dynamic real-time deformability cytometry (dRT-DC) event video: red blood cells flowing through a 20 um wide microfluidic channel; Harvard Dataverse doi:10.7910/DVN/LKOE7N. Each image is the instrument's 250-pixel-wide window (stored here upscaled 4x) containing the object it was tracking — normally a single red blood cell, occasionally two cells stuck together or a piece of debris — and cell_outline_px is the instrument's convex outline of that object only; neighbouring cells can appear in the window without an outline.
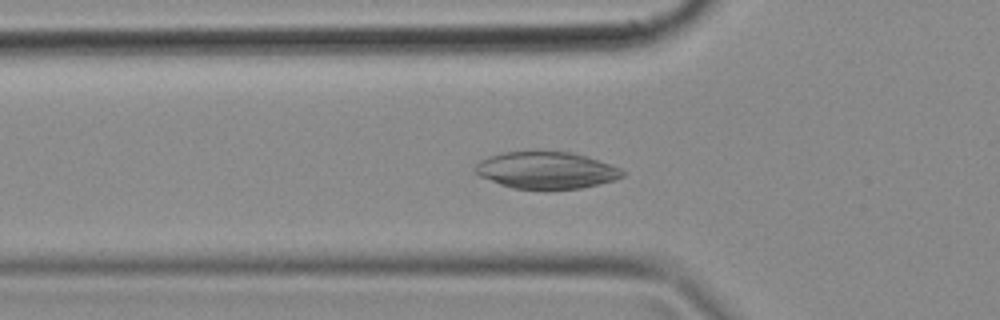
{"species": "common noctule bat (a hibernating species)", "species_latin": "Nyctalus noctula", "temperature_condition": "cold", "stored_images_in_passage": 49, "camera_frame_rate_fps": 3000, "um_per_image_px": 0.085, "animal": {"sex": "female", "body_mass_g": 18.4}, "frame": {"image": 1, "passage_image": 16, "time_ms": 5.0, "image_size_px": [1000, 320], "cell_outline_px": [[624, 176], [616, 180], [580, 188], [512, 188], [500, 184], [480, 176], [476, 172], [476, 164], [480, 160], [504, 152], [572, 152], [620, 168], [624, 172]], "centroid_in_image_um": [46.44, 14.47], "position_along_channel_um": 79.4, "area_um2": 30.87}}
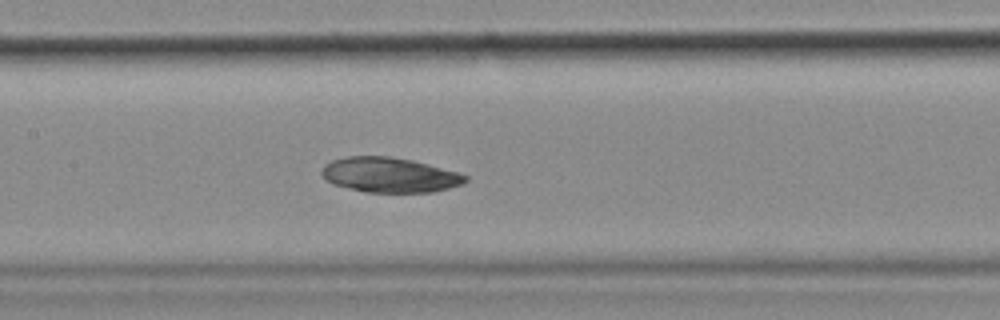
{"frame": {"image": 2, "passage_image": 23, "time_ms": 7.333, "image_size_px": [1000, 320], "cell_outline_px": [[468, 180], [464, 184], [432, 192], [364, 192], [332, 184], [320, 172], [324, 164], [332, 160], [348, 156], [388, 156], [412, 160], [460, 172], [468, 176]], "centroid_in_image_um": [33.14, 14.87], "position_along_channel_um": 174.3, "area_um2": 29.36}}
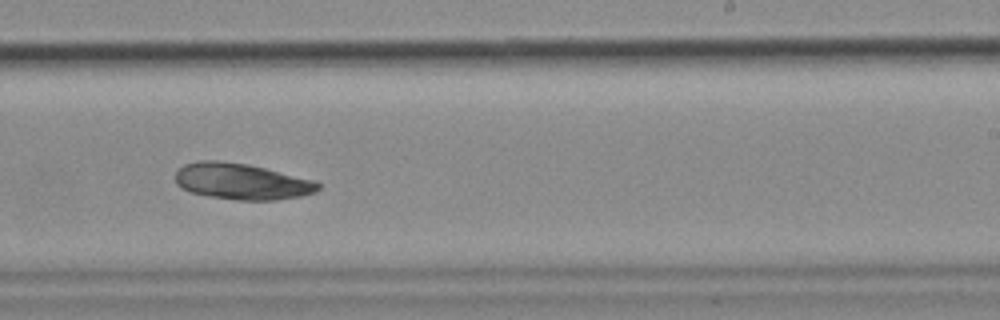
{"frame": {"image": 3, "passage_image": 30, "time_ms": 9.667, "image_size_px": [1000, 320], "cell_outline_px": [[320, 188], [316, 192], [300, 196], [276, 200], [236, 200], [208, 196], [192, 192], [180, 188], [176, 184], [176, 172], [184, 164], [200, 160], [216, 160], [248, 164], [316, 180], [320, 184]], "centroid_in_image_um": [20.55, 15.42], "position_along_channel_um": 268.4, "area_um2": 30.23}}